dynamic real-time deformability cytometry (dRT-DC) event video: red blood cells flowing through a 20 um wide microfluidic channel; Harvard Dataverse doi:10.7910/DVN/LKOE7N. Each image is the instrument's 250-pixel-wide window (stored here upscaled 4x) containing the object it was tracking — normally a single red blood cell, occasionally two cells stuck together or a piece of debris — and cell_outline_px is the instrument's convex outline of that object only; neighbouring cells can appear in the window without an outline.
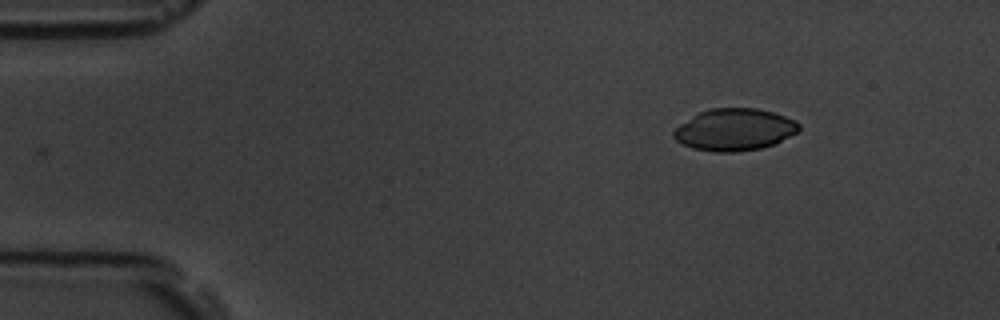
{"species": "common noctule bat (a hibernating species)", "species_latin": "Nyctalus noctula", "temperature_condition": "room temperature", "stored_images_in_passage": 2, "camera_frame_rate_fps": 3000, "um_per_image_px": 0.085, "animal": {"sex": "male", "body_mass_g": 19.5, "forearm_length_mm": 54.6}, "frame": {"image": 1, "passage_image": 2, "time_ms": 1.0, "image_size_px": [1000, 320], "cell_outline_px": [[800, 128], [796, 132], [772, 144], [760, 148], [736, 152], [712, 152], [692, 148], [676, 140], [672, 136], [672, 132], [680, 124], [700, 112], [712, 108], [756, 108], [772, 112], [796, 120], [800, 124]], "centroid_in_image_um": [62.41, 11.02], "position_along_channel_um": 22.6, "area_um2": 30.35}}